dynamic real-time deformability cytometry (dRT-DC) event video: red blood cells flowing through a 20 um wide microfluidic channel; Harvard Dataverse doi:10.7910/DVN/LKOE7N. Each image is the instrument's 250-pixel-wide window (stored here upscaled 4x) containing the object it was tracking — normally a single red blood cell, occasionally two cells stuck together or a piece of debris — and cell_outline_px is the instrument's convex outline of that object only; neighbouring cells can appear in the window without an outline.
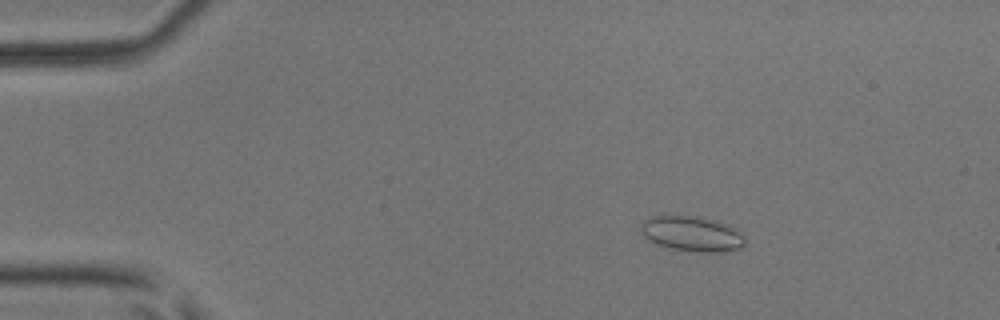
{"species": "common noctule bat (a hibernating species)", "species_latin": "Nyctalus noctula", "temperature_condition": "room temperature", "stored_images_in_passage": 17, "camera_frame_rate_fps": 3000, "um_per_image_px": 0.085, "animal": {"sex": "male", "body_mass_g": 17.9, "forearm_length_mm": 54.2}, "frame": {"image": 1, "passage_image": 9, "time_ms": 2.667, "image_size_px": [1000, 320], "cell_outline_px": [[744, 244], [740, 248], [720, 252], [696, 252], [672, 248], [656, 244], [648, 240], [640, 232], [640, 224], [644, 220], [652, 216], [664, 212], [672, 212], [720, 220], [740, 228], [744, 236]], "centroid_in_image_um": [58.8, 19.8], "position_along_channel_um": 26.2, "area_um2": 22.54}}